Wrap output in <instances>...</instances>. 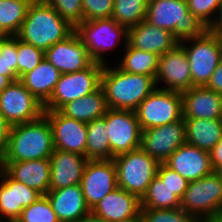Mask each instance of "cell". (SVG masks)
Returning <instances> with one entry per match:
<instances>
[{"label":"cell","instance_id":"1","mask_svg":"<svg viewBox=\"0 0 222 222\" xmlns=\"http://www.w3.org/2000/svg\"><path fill=\"white\" fill-rule=\"evenodd\" d=\"M74 31L75 27L61 18L52 6L44 0H34L15 36L45 52L52 45L65 40Z\"/></svg>","mask_w":222,"mask_h":222},{"label":"cell","instance_id":"2","mask_svg":"<svg viewBox=\"0 0 222 222\" xmlns=\"http://www.w3.org/2000/svg\"><path fill=\"white\" fill-rule=\"evenodd\" d=\"M53 152L51 126L43 114L37 120L11 126L1 162L49 159Z\"/></svg>","mask_w":222,"mask_h":222},{"label":"cell","instance_id":"3","mask_svg":"<svg viewBox=\"0 0 222 222\" xmlns=\"http://www.w3.org/2000/svg\"><path fill=\"white\" fill-rule=\"evenodd\" d=\"M104 65L101 87L108 108L135 111L139 104L156 89L155 79L144 74H131L118 66Z\"/></svg>","mask_w":222,"mask_h":222},{"label":"cell","instance_id":"4","mask_svg":"<svg viewBox=\"0 0 222 222\" xmlns=\"http://www.w3.org/2000/svg\"><path fill=\"white\" fill-rule=\"evenodd\" d=\"M146 21L171 31L179 43L208 29L189 11L187 0H149Z\"/></svg>","mask_w":222,"mask_h":222},{"label":"cell","instance_id":"5","mask_svg":"<svg viewBox=\"0 0 222 222\" xmlns=\"http://www.w3.org/2000/svg\"><path fill=\"white\" fill-rule=\"evenodd\" d=\"M113 161L116 167L117 187L141 200L157 175L160 163L141 147L115 156Z\"/></svg>","mask_w":222,"mask_h":222},{"label":"cell","instance_id":"6","mask_svg":"<svg viewBox=\"0 0 222 222\" xmlns=\"http://www.w3.org/2000/svg\"><path fill=\"white\" fill-rule=\"evenodd\" d=\"M179 44L184 48L189 61L191 87L206 86L222 60V39L207 29L201 36Z\"/></svg>","mask_w":222,"mask_h":222},{"label":"cell","instance_id":"7","mask_svg":"<svg viewBox=\"0 0 222 222\" xmlns=\"http://www.w3.org/2000/svg\"><path fill=\"white\" fill-rule=\"evenodd\" d=\"M83 44L94 62L108 64L105 51L114 50L120 42L128 43V29L118 24L112 17L82 21L75 27ZM122 39V40H121Z\"/></svg>","mask_w":222,"mask_h":222},{"label":"cell","instance_id":"8","mask_svg":"<svg viewBox=\"0 0 222 222\" xmlns=\"http://www.w3.org/2000/svg\"><path fill=\"white\" fill-rule=\"evenodd\" d=\"M103 67V64L93 62L81 71L61 74L50 98L43 104L44 111L60 110L72 100L96 91L101 86Z\"/></svg>","mask_w":222,"mask_h":222},{"label":"cell","instance_id":"9","mask_svg":"<svg viewBox=\"0 0 222 222\" xmlns=\"http://www.w3.org/2000/svg\"><path fill=\"white\" fill-rule=\"evenodd\" d=\"M135 112L141 130L173 123L183 118L181 93L163 90L158 86Z\"/></svg>","mask_w":222,"mask_h":222},{"label":"cell","instance_id":"10","mask_svg":"<svg viewBox=\"0 0 222 222\" xmlns=\"http://www.w3.org/2000/svg\"><path fill=\"white\" fill-rule=\"evenodd\" d=\"M185 212L199 219L222 213V179L213 172L188 183L181 199Z\"/></svg>","mask_w":222,"mask_h":222},{"label":"cell","instance_id":"11","mask_svg":"<svg viewBox=\"0 0 222 222\" xmlns=\"http://www.w3.org/2000/svg\"><path fill=\"white\" fill-rule=\"evenodd\" d=\"M103 119L111 149V159L140 148L141 127L135 111L108 108Z\"/></svg>","mask_w":222,"mask_h":222},{"label":"cell","instance_id":"12","mask_svg":"<svg viewBox=\"0 0 222 222\" xmlns=\"http://www.w3.org/2000/svg\"><path fill=\"white\" fill-rule=\"evenodd\" d=\"M0 113L13 126L37 120L44 114V107L20 80H16L0 93Z\"/></svg>","mask_w":222,"mask_h":222},{"label":"cell","instance_id":"13","mask_svg":"<svg viewBox=\"0 0 222 222\" xmlns=\"http://www.w3.org/2000/svg\"><path fill=\"white\" fill-rule=\"evenodd\" d=\"M184 143H186L184 118L141 131L140 147L159 163H164Z\"/></svg>","mask_w":222,"mask_h":222},{"label":"cell","instance_id":"14","mask_svg":"<svg viewBox=\"0 0 222 222\" xmlns=\"http://www.w3.org/2000/svg\"><path fill=\"white\" fill-rule=\"evenodd\" d=\"M85 202L90 210L117 188L116 167L111 160H88L81 182Z\"/></svg>","mask_w":222,"mask_h":222},{"label":"cell","instance_id":"15","mask_svg":"<svg viewBox=\"0 0 222 222\" xmlns=\"http://www.w3.org/2000/svg\"><path fill=\"white\" fill-rule=\"evenodd\" d=\"M52 130L54 149L85 156L87 123L69 118L59 110L44 111Z\"/></svg>","mask_w":222,"mask_h":222},{"label":"cell","instance_id":"16","mask_svg":"<svg viewBox=\"0 0 222 222\" xmlns=\"http://www.w3.org/2000/svg\"><path fill=\"white\" fill-rule=\"evenodd\" d=\"M159 82L163 83V87H160L163 90L182 93L191 88L189 61L184 48L179 43L159 57L155 77L156 88L160 84Z\"/></svg>","mask_w":222,"mask_h":222},{"label":"cell","instance_id":"17","mask_svg":"<svg viewBox=\"0 0 222 222\" xmlns=\"http://www.w3.org/2000/svg\"><path fill=\"white\" fill-rule=\"evenodd\" d=\"M41 196L43 195L37 190L12 179L1 169L0 222H16L22 210L36 202Z\"/></svg>","mask_w":222,"mask_h":222},{"label":"cell","instance_id":"18","mask_svg":"<svg viewBox=\"0 0 222 222\" xmlns=\"http://www.w3.org/2000/svg\"><path fill=\"white\" fill-rule=\"evenodd\" d=\"M44 57L62 74L81 71L94 62L75 31L65 40L49 47Z\"/></svg>","mask_w":222,"mask_h":222},{"label":"cell","instance_id":"19","mask_svg":"<svg viewBox=\"0 0 222 222\" xmlns=\"http://www.w3.org/2000/svg\"><path fill=\"white\" fill-rule=\"evenodd\" d=\"M141 200L119 187L103 197L91 212L107 222H124L140 217Z\"/></svg>","mask_w":222,"mask_h":222},{"label":"cell","instance_id":"20","mask_svg":"<svg viewBox=\"0 0 222 222\" xmlns=\"http://www.w3.org/2000/svg\"><path fill=\"white\" fill-rule=\"evenodd\" d=\"M188 182L196 181L213 173L210 152L184 143L164 162Z\"/></svg>","mask_w":222,"mask_h":222},{"label":"cell","instance_id":"21","mask_svg":"<svg viewBox=\"0 0 222 222\" xmlns=\"http://www.w3.org/2000/svg\"><path fill=\"white\" fill-rule=\"evenodd\" d=\"M184 119H222V95L206 86L181 93Z\"/></svg>","mask_w":222,"mask_h":222},{"label":"cell","instance_id":"22","mask_svg":"<svg viewBox=\"0 0 222 222\" xmlns=\"http://www.w3.org/2000/svg\"><path fill=\"white\" fill-rule=\"evenodd\" d=\"M49 159L50 190L80 184L88 161L85 156L54 149Z\"/></svg>","mask_w":222,"mask_h":222},{"label":"cell","instance_id":"23","mask_svg":"<svg viewBox=\"0 0 222 222\" xmlns=\"http://www.w3.org/2000/svg\"><path fill=\"white\" fill-rule=\"evenodd\" d=\"M128 43L138 50L161 56L179 42L171 31L153 26L144 20L128 29Z\"/></svg>","mask_w":222,"mask_h":222},{"label":"cell","instance_id":"24","mask_svg":"<svg viewBox=\"0 0 222 222\" xmlns=\"http://www.w3.org/2000/svg\"><path fill=\"white\" fill-rule=\"evenodd\" d=\"M2 169L14 180L46 195L50 190V159L1 162Z\"/></svg>","mask_w":222,"mask_h":222},{"label":"cell","instance_id":"25","mask_svg":"<svg viewBox=\"0 0 222 222\" xmlns=\"http://www.w3.org/2000/svg\"><path fill=\"white\" fill-rule=\"evenodd\" d=\"M45 196L59 222H76L91 212L80 184L49 190Z\"/></svg>","mask_w":222,"mask_h":222},{"label":"cell","instance_id":"26","mask_svg":"<svg viewBox=\"0 0 222 222\" xmlns=\"http://www.w3.org/2000/svg\"><path fill=\"white\" fill-rule=\"evenodd\" d=\"M61 72L47 59H44L32 71L24 74L19 80L42 104L51 96Z\"/></svg>","mask_w":222,"mask_h":222},{"label":"cell","instance_id":"27","mask_svg":"<svg viewBox=\"0 0 222 222\" xmlns=\"http://www.w3.org/2000/svg\"><path fill=\"white\" fill-rule=\"evenodd\" d=\"M107 109L105 94L100 86L96 91L65 104L59 111L69 118L89 123L103 118Z\"/></svg>","mask_w":222,"mask_h":222},{"label":"cell","instance_id":"28","mask_svg":"<svg viewBox=\"0 0 222 222\" xmlns=\"http://www.w3.org/2000/svg\"><path fill=\"white\" fill-rule=\"evenodd\" d=\"M186 143L210 152L222 139V119H184Z\"/></svg>","mask_w":222,"mask_h":222},{"label":"cell","instance_id":"29","mask_svg":"<svg viewBox=\"0 0 222 222\" xmlns=\"http://www.w3.org/2000/svg\"><path fill=\"white\" fill-rule=\"evenodd\" d=\"M124 49V56L117 65L121 70L131 74H144L155 79L160 56L138 50L129 43L124 46Z\"/></svg>","mask_w":222,"mask_h":222},{"label":"cell","instance_id":"30","mask_svg":"<svg viewBox=\"0 0 222 222\" xmlns=\"http://www.w3.org/2000/svg\"><path fill=\"white\" fill-rule=\"evenodd\" d=\"M85 157L88 160H111V149L106 122L103 118L87 123Z\"/></svg>","mask_w":222,"mask_h":222},{"label":"cell","instance_id":"31","mask_svg":"<svg viewBox=\"0 0 222 222\" xmlns=\"http://www.w3.org/2000/svg\"><path fill=\"white\" fill-rule=\"evenodd\" d=\"M181 199L156 175L141 199V209H177Z\"/></svg>","mask_w":222,"mask_h":222},{"label":"cell","instance_id":"32","mask_svg":"<svg viewBox=\"0 0 222 222\" xmlns=\"http://www.w3.org/2000/svg\"><path fill=\"white\" fill-rule=\"evenodd\" d=\"M149 0H114L112 18L127 29L146 20Z\"/></svg>","mask_w":222,"mask_h":222},{"label":"cell","instance_id":"33","mask_svg":"<svg viewBox=\"0 0 222 222\" xmlns=\"http://www.w3.org/2000/svg\"><path fill=\"white\" fill-rule=\"evenodd\" d=\"M32 1L0 0V23L11 36L18 33Z\"/></svg>","mask_w":222,"mask_h":222},{"label":"cell","instance_id":"34","mask_svg":"<svg viewBox=\"0 0 222 222\" xmlns=\"http://www.w3.org/2000/svg\"><path fill=\"white\" fill-rule=\"evenodd\" d=\"M44 59V51L17 38V75L20 79Z\"/></svg>","mask_w":222,"mask_h":222},{"label":"cell","instance_id":"35","mask_svg":"<svg viewBox=\"0 0 222 222\" xmlns=\"http://www.w3.org/2000/svg\"><path fill=\"white\" fill-rule=\"evenodd\" d=\"M141 222H200L194 215L188 214L182 208L177 209H141Z\"/></svg>","mask_w":222,"mask_h":222},{"label":"cell","instance_id":"36","mask_svg":"<svg viewBox=\"0 0 222 222\" xmlns=\"http://www.w3.org/2000/svg\"><path fill=\"white\" fill-rule=\"evenodd\" d=\"M16 222H59L48 198L43 195L24 208Z\"/></svg>","mask_w":222,"mask_h":222},{"label":"cell","instance_id":"37","mask_svg":"<svg viewBox=\"0 0 222 222\" xmlns=\"http://www.w3.org/2000/svg\"><path fill=\"white\" fill-rule=\"evenodd\" d=\"M17 37L11 36L0 43V75L9 76L13 81L17 75Z\"/></svg>","mask_w":222,"mask_h":222},{"label":"cell","instance_id":"38","mask_svg":"<svg viewBox=\"0 0 222 222\" xmlns=\"http://www.w3.org/2000/svg\"><path fill=\"white\" fill-rule=\"evenodd\" d=\"M72 26L76 27L83 21L82 0H44Z\"/></svg>","mask_w":222,"mask_h":222},{"label":"cell","instance_id":"39","mask_svg":"<svg viewBox=\"0 0 222 222\" xmlns=\"http://www.w3.org/2000/svg\"><path fill=\"white\" fill-rule=\"evenodd\" d=\"M221 3L222 0H187L189 11L207 28L215 20Z\"/></svg>","mask_w":222,"mask_h":222},{"label":"cell","instance_id":"40","mask_svg":"<svg viewBox=\"0 0 222 222\" xmlns=\"http://www.w3.org/2000/svg\"><path fill=\"white\" fill-rule=\"evenodd\" d=\"M114 0H82L83 21L111 18Z\"/></svg>","mask_w":222,"mask_h":222},{"label":"cell","instance_id":"41","mask_svg":"<svg viewBox=\"0 0 222 222\" xmlns=\"http://www.w3.org/2000/svg\"><path fill=\"white\" fill-rule=\"evenodd\" d=\"M157 176L163 183H166V185L174 191L180 199L183 198L189 183L184 177L168 167L165 163L159 164Z\"/></svg>","mask_w":222,"mask_h":222},{"label":"cell","instance_id":"42","mask_svg":"<svg viewBox=\"0 0 222 222\" xmlns=\"http://www.w3.org/2000/svg\"><path fill=\"white\" fill-rule=\"evenodd\" d=\"M207 88L222 95V60L217 65L209 82L206 85Z\"/></svg>","mask_w":222,"mask_h":222},{"label":"cell","instance_id":"43","mask_svg":"<svg viewBox=\"0 0 222 222\" xmlns=\"http://www.w3.org/2000/svg\"><path fill=\"white\" fill-rule=\"evenodd\" d=\"M11 125L0 113V156H2L7 148L9 132Z\"/></svg>","mask_w":222,"mask_h":222},{"label":"cell","instance_id":"44","mask_svg":"<svg viewBox=\"0 0 222 222\" xmlns=\"http://www.w3.org/2000/svg\"><path fill=\"white\" fill-rule=\"evenodd\" d=\"M210 159L214 172L222 167V139L210 151Z\"/></svg>","mask_w":222,"mask_h":222},{"label":"cell","instance_id":"45","mask_svg":"<svg viewBox=\"0 0 222 222\" xmlns=\"http://www.w3.org/2000/svg\"><path fill=\"white\" fill-rule=\"evenodd\" d=\"M217 15L215 20L208 27V30L222 39V3L218 9Z\"/></svg>","mask_w":222,"mask_h":222},{"label":"cell","instance_id":"46","mask_svg":"<svg viewBox=\"0 0 222 222\" xmlns=\"http://www.w3.org/2000/svg\"><path fill=\"white\" fill-rule=\"evenodd\" d=\"M76 222H107L104 219L98 218L96 215H94L92 212L89 214L83 216Z\"/></svg>","mask_w":222,"mask_h":222},{"label":"cell","instance_id":"47","mask_svg":"<svg viewBox=\"0 0 222 222\" xmlns=\"http://www.w3.org/2000/svg\"><path fill=\"white\" fill-rule=\"evenodd\" d=\"M12 82L13 80L9 76L0 75V93Z\"/></svg>","mask_w":222,"mask_h":222},{"label":"cell","instance_id":"48","mask_svg":"<svg viewBox=\"0 0 222 222\" xmlns=\"http://www.w3.org/2000/svg\"><path fill=\"white\" fill-rule=\"evenodd\" d=\"M200 222H222V213L201 218Z\"/></svg>","mask_w":222,"mask_h":222},{"label":"cell","instance_id":"49","mask_svg":"<svg viewBox=\"0 0 222 222\" xmlns=\"http://www.w3.org/2000/svg\"><path fill=\"white\" fill-rule=\"evenodd\" d=\"M11 37V35L2 27L0 23V38L6 39Z\"/></svg>","mask_w":222,"mask_h":222},{"label":"cell","instance_id":"50","mask_svg":"<svg viewBox=\"0 0 222 222\" xmlns=\"http://www.w3.org/2000/svg\"><path fill=\"white\" fill-rule=\"evenodd\" d=\"M216 173L220 176V178L222 179V167L219 168Z\"/></svg>","mask_w":222,"mask_h":222},{"label":"cell","instance_id":"51","mask_svg":"<svg viewBox=\"0 0 222 222\" xmlns=\"http://www.w3.org/2000/svg\"><path fill=\"white\" fill-rule=\"evenodd\" d=\"M124 222H141L140 217L138 219L128 220Z\"/></svg>","mask_w":222,"mask_h":222},{"label":"cell","instance_id":"52","mask_svg":"<svg viewBox=\"0 0 222 222\" xmlns=\"http://www.w3.org/2000/svg\"><path fill=\"white\" fill-rule=\"evenodd\" d=\"M1 169H2V165H1V156H0V171H1Z\"/></svg>","mask_w":222,"mask_h":222}]
</instances>
